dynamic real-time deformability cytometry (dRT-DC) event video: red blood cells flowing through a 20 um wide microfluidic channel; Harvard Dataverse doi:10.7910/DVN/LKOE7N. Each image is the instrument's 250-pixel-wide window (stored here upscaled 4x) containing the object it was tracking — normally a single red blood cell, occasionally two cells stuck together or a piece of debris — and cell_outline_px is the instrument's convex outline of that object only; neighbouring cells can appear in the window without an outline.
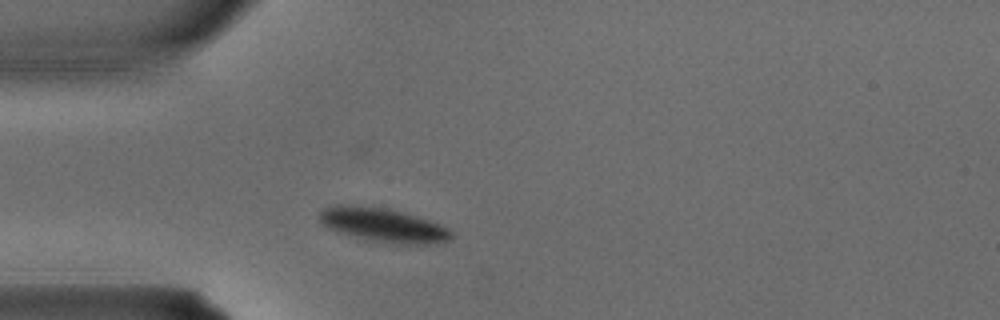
{"species": "common noctule bat (a hibernating species)", "species_latin": "Nyctalus noctula", "temperature_condition": "warm", "stored_images_in_passage": 1, "camera_frame_rate_fps": 3000, "um_per_image_px": 0.085, "animal": {"sex": "male", "body_mass_g": 15.6}, "frame": {"image": 1, "passage_image": 1, "time_ms": 0.0, "image_size_px": [1000, 320], "cell_outline_px": [[452, 236], [448, 240], [436, 244], [400, 244], [368, 240], [336, 232], [328, 228], [320, 220], [320, 212], [324, 208], [332, 204], [344, 204], [384, 208], [416, 216], [428, 220], [448, 228], [452, 232]], "centroid_in_image_um": [32.54, 19.13], "position_along_channel_um": 52.5, "area_um2": 25.95}}